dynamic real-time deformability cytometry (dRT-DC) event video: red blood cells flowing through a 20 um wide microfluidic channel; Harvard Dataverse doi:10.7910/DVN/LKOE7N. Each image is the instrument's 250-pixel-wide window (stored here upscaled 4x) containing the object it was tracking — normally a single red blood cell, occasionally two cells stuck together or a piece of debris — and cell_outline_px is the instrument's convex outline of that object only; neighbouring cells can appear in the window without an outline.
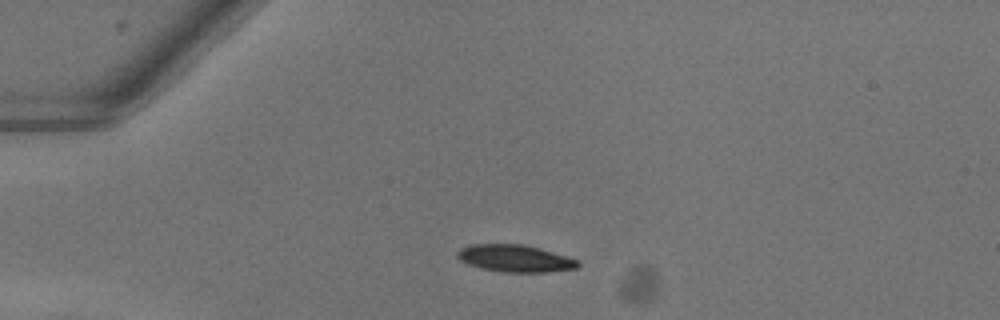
{"species": "common noctule bat (a hibernating species)", "species_latin": "Nyctalus noctula", "temperature_condition": "warm", "stored_images_in_passage": 39, "camera_frame_rate_fps": 3000, "um_per_image_px": 0.085, "animal": {"sex": "female"}, "frame": {"image": 1, "passage_image": 1, "time_ms": 0.0, "image_size_px": [1000, 320], "cell_outline_px": [[580, 264], [576, 268], [548, 272], [500, 272], [480, 268], [468, 264], [460, 260], [456, 256], [456, 252], [460, 248], [472, 244], [524, 244], [540, 248], [580, 260]], "centroid_in_image_um": [43.77, 21.96], "position_along_channel_um": 41.2, "area_um2": 19.25}}
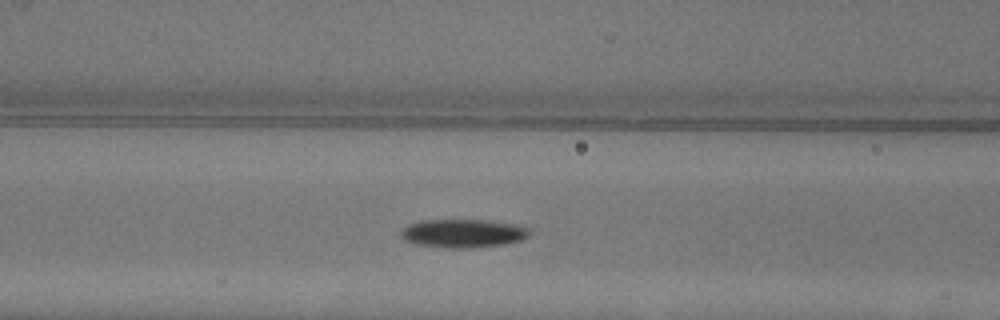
{"frame": {"image": 2, "passage_image": 10, "time_ms": 3.0, "image_size_px": [1000, 320], "cell_outline_px": [[532, 232], [528, 236], [520, 240], [504, 244], [464, 248], [460, 248], [420, 244], [404, 240], [400, 236], [400, 232], [408, 224], [420, 220], [492, 220], [516, 224], [528, 228]], "centroid_in_image_um": [39.39, 19.81], "position_along_channel_um": 127.2, "area_um2": 21.1}}
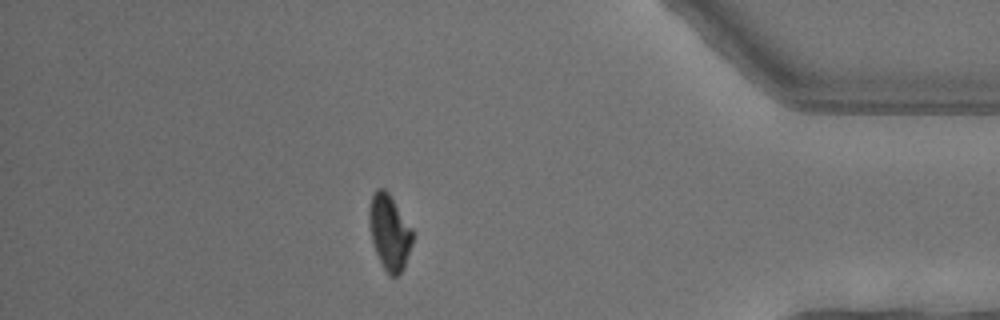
{"frame": {"image": 3, "passage_image": 33, "time_ms": 10.667, "image_size_px": [1000, 320], "cell_outline_px": [[412, 244], [404, 268], [396, 276], [388, 276], [372, 244], [368, 224], [368, 212], [372, 196], [376, 188], [384, 188], [388, 192], [412, 228]], "centroid_in_image_um": [33.08, 19.74], "position_along_channel_um": 402.1, "area_um2": 19.07}, "authors_computed_cell_mechanics": {"area_um2": 20.4034, "velocity_mm_per_s": 4.0625, "shape_relaxation_time_tau1_ms": 2.8896, "shape_relaxation_time_tau2_ms": null, "deformation_change_tau1": 0.144, "deformation_change_tau2": null}}